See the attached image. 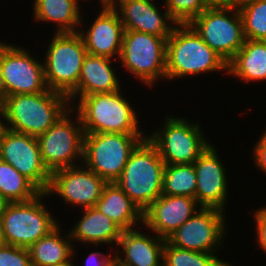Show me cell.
Masks as SVG:
<instances>
[{
	"mask_svg": "<svg viewBox=\"0 0 266 266\" xmlns=\"http://www.w3.org/2000/svg\"><path fill=\"white\" fill-rule=\"evenodd\" d=\"M49 43L43 57L47 87L68 97L78 86L87 50L78 32H54Z\"/></svg>",
	"mask_w": 266,
	"mask_h": 266,
	"instance_id": "obj_6",
	"label": "cell"
},
{
	"mask_svg": "<svg viewBox=\"0 0 266 266\" xmlns=\"http://www.w3.org/2000/svg\"><path fill=\"white\" fill-rule=\"evenodd\" d=\"M71 108L66 95L47 90L36 94L6 97L2 126L38 137Z\"/></svg>",
	"mask_w": 266,
	"mask_h": 266,
	"instance_id": "obj_2",
	"label": "cell"
},
{
	"mask_svg": "<svg viewBox=\"0 0 266 266\" xmlns=\"http://www.w3.org/2000/svg\"><path fill=\"white\" fill-rule=\"evenodd\" d=\"M112 8L125 30L168 38L177 25L169 11L165 8L160 12L153 0H119Z\"/></svg>",
	"mask_w": 266,
	"mask_h": 266,
	"instance_id": "obj_18",
	"label": "cell"
},
{
	"mask_svg": "<svg viewBox=\"0 0 266 266\" xmlns=\"http://www.w3.org/2000/svg\"><path fill=\"white\" fill-rule=\"evenodd\" d=\"M0 159L14 167L40 192L48 190L51 173L45 167L37 137L0 129Z\"/></svg>",
	"mask_w": 266,
	"mask_h": 266,
	"instance_id": "obj_14",
	"label": "cell"
},
{
	"mask_svg": "<svg viewBox=\"0 0 266 266\" xmlns=\"http://www.w3.org/2000/svg\"><path fill=\"white\" fill-rule=\"evenodd\" d=\"M1 127H2V120H1V117H0V129H1Z\"/></svg>",
	"mask_w": 266,
	"mask_h": 266,
	"instance_id": "obj_44",
	"label": "cell"
},
{
	"mask_svg": "<svg viewBox=\"0 0 266 266\" xmlns=\"http://www.w3.org/2000/svg\"><path fill=\"white\" fill-rule=\"evenodd\" d=\"M225 72L227 62L205 43L190 24H177L166 43V80Z\"/></svg>",
	"mask_w": 266,
	"mask_h": 266,
	"instance_id": "obj_3",
	"label": "cell"
},
{
	"mask_svg": "<svg viewBox=\"0 0 266 266\" xmlns=\"http://www.w3.org/2000/svg\"><path fill=\"white\" fill-rule=\"evenodd\" d=\"M124 32L119 15L112 7H101L89 29L81 28L78 31L87 54L115 60L121 54Z\"/></svg>",
	"mask_w": 266,
	"mask_h": 266,
	"instance_id": "obj_19",
	"label": "cell"
},
{
	"mask_svg": "<svg viewBox=\"0 0 266 266\" xmlns=\"http://www.w3.org/2000/svg\"><path fill=\"white\" fill-rule=\"evenodd\" d=\"M200 208L193 197L161 194L143 212V226L153 231L152 234L167 239Z\"/></svg>",
	"mask_w": 266,
	"mask_h": 266,
	"instance_id": "obj_17",
	"label": "cell"
},
{
	"mask_svg": "<svg viewBox=\"0 0 266 266\" xmlns=\"http://www.w3.org/2000/svg\"><path fill=\"white\" fill-rule=\"evenodd\" d=\"M225 213L216 208L201 207L166 240L181 249L216 253L223 249L226 236Z\"/></svg>",
	"mask_w": 266,
	"mask_h": 266,
	"instance_id": "obj_13",
	"label": "cell"
},
{
	"mask_svg": "<svg viewBox=\"0 0 266 266\" xmlns=\"http://www.w3.org/2000/svg\"><path fill=\"white\" fill-rule=\"evenodd\" d=\"M210 6L230 5V0H206Z\"/></svg>",
	"mask_w": 266,
	"mask_h": 266,
	"instance_id": "obj_38",
	"label": "cell"
},
{
	"mask_svg": "<svg viewBox=\"0 0 266 266\" xmlns=\"http://www.w3.org/2000/svg\"><path fill=\"white\" fill-rule=\"evenodd\" d=\"M245 83L266 80V41L245 39L244 45L227 63V75Z\"/></svg>",
	"mask_w": 266,
	"mask_h": 266,
	"instance_id": "obj_25",
	"label": "cell"
},
{
	"mask_svg": "<svg viewBox=\"0 0 266 266\" xmlns=\"http://www.w3.org/2000/svg\"><path fill=\"white\" fill-rule=\"evenodd\" d=\"M167 39L125 30L119 61L137 80L153 87L162 78L166 81Z\"/></svg>",
	"mask_w": 266,
	"mask_h": 266,
	"instance_id": "obj_10",
	"label": "cell"
},
{
	"mask_svg": "<svg viewBox=\"0 0 266 266\" xmlns=\"http://www.w3.org/2000/svg\"><path fill=\"white\" fill-rule=\"evenodd\" d=\"M232 263H229L228 261H223V259H221L216 266H232Z\"/></svg>",
	"mask_w": 266,
	"mask_h": 266,
	"instance_id": "obj_42",
	"label": "cell"
},
{
	"mask_svg": "<svg viewBox=\"0 0 266 266\" xmlns=\"http://www.w3.org/2000/svg\"><path fill=\"white\" fill-rule=\"evenodd\" d=\"M60 226L28 248L32 266H59L74 259L76 244L73 245L69 232L62 236Z\"/></svg>",
	"mask_w": 266,
	"mask_h": 266,
	"instance_id": "obj_26",
	"label": "cell"
},
{
	"mask_svg": "<svg viewBox=\"0 0 266 266\" xmlns=\"http://www.w3.org/2000/svg\"><path fill=\"white\" fill-rule=\"evenodd\" d=\"M140 229L142 231L140 227L123 230L116 245L118 251L116 249L114 254L115 266H162L163 247L166 239L155 233L150 236V233L148 235L143 233L144 231H139Z\"/></svg>",
	"mask_w": 266,
	"mask_h": 266,
	"instance_id": "obj_20",
	"label": "cell"
},
{
	"mask_svg": "<svg viewBox=\"0 0 266 266\" xmlns=\"http://www.w3.org/2000/svg\"><path fill=\"white\" fill-rule=\"evenodd\" d=\"M146 134L85 133L82 164L106 182H115Z\"/></svg>",
	"mask_w": 266,
	"mask_h": 266,
	"instance_id": "obj_8",
	"label": "cell"
},
{
	"mask_svg": "<svg viewBox=\"0 0 266 266\" xmlns=\"http://www.w3.org/2000/svg\"><path fill=\"white\" fill-rule=\"evenodd\" d=\"M122 94V91L118 90L69 99L85 133L146 134L145 130L140 129L137 111L135 112L129 100ZM75 101H79L78 105H75Z\"/></svg>",
	"mask_w": 266,
	"mask_h": 266,
	"instance_id": "obj_1",
	"label": "cell"
},
{
	"mask_svg": "<svg viewBox=\"0 0 266 266\" xmlns=\"http://www.w3.org/2000/svg\"><path fill=\"white\" fill-rule=\"evenodd\" d=\"M95 207L116 222L123 230H131L143 224V212L117 185L107 182Z\"/></svg>",
	"mask_w": 266,
	"mask_h": 266,
	"instance_id": "obj_23",
	"label": "cell"
},
{
	"mask_svg": "<svg viewBox=\"0 0 266 266\" xmlns=\"http://www.w3.org/2000/svg\"><path fill=\"white\" fill-rule=\"evenodd\" d=\"M190 25L227 63L244 45L242 16L231 5L209 6Z\"/></svg>",
	"mask_w": 266,
	"mask_h": 266,
	"instance_id": "obj_11",
	"label": "cell"
},
{
	"mask_svg": "<svg viewBox=\"0 0 266 266\" xmlns=\"http://www.w3.org/2000/svg\"><path fill=\"white\" fill-rule=\"evenodd\" d=\"M5 241H4V237H3V232H2V226H1V222H0V247L5 245Z\"/></svg>",
	"mask_w": 266,
	"mask_h": 266,
	"instance_id": "obj_41",
	"label": "cell"
},
{
	"mask_svg": "<svg viewBox=\"0 0 266 266\" xmlns=\"http://www.w3.org/2000/svg\"><path fill=\"white\" fill-rule=\"evenodd\" d=\"M263 134L259 137L257 143L253 146L252 154L255 167L266 174V127Z\"/></svg>",
	"mask_w": 266,
	"mask_h": 266,
	"instance_id": "obj_34",
	"label": "cell"
},
{
	"mask_svg": "<svg viewBox=\"0 0 266 266\" xmlns=\"http://www.w3.org/2000/svg\"><path fill=\"white\" fill-rule=\"evenodd\" d=\"M196 172L194 164H166L162 194L195 198Z\"/></svg>",
	"mask_w": 266,
	"mask_h": 266,
	"instance_id": "obj_28",
	"label": "cell"
},
{
	"mask_svg": "<svg viewBox=\"0 0 266 266\" xmlns=\"http://www.w3.org/2000/svg\"><path fill=\"white\" fill-rule=\"evenodd\" d=\"M59 266H76V265H74V262L72 260L71 262H68V263H65V264H62V265H59Z\"/></svg>",
	"mask_w": 266,
	"mask_h": 266,
	"instance_id": "obj_43",
	"label": "cell"
},
{
	"mask_svg": "<svg viewBox=\"0 0 266 266\" xmlns=\"http://www.w3.org/2000/svg\"><path fill=\"white\" fill-rule=\"evenodd\" d=\"M83 213L69 232L71 240L78 244H91L98 247L109 244L110 248L118 244L123 229L95 206L82 209ZM100 244V245H99Z\"/></svg>",
	"mask_w": 266,
	"mask_h": 266,
	"instance_id": "obj_21",
	"label": "cell"
},
{
	"mask_svg": "<svg viewBox=\"0 0 266 266\" xmlns=\"http://www.w3.org/2000/svg\"><path fill=\"white\" fill-rule=\"evenodd\" d=\"M5 101H6V96H5V93L3 91V88L0 82V117H2L3 112H4Z\"/></svg>",
	"mask_w": 266,
	"mask_h": 266,
	"instance_id": "obj_37",
	"label": "cell"
},
{
	"mask_svg": "<svg viewBox=\"0 0 266 266\" xmlns=\"http://www.w3.org/2000/svg\"><path fill=\"white\" fill-rule=\"evenodd\" d=\"M163 4L177 24H190L210 6L206 0H164Z\"/></svg>",
	"mask_w": 266,
	"mask_h": 266,
	"instance_id": "obj_31",
	"label": "cell"
},
{
	"mask_svg": "<svg viewBox=\"0 0 266 266\" xmlns=\"http://www.w3.org/2000/svg\"><path fill=\"white\" fill-rule=\"evenodd\" d=\"M47 197L46 192H41L30 201L7 204L0 219L7 245L28 249L60 224L45 207L43 200Z\"/></svg>",
	"mask_w": 266,
	"mask_h": 266,
	"instance_id": "obj_5",
	"label": "cell"
},
{
	"mask_svg": "<svg viewBox=\"0 0 266 266\" xmlns=\"http://www.w3.org/2000/svg\"><path fill=\"white\" fill-rule=\"evenodd\" d=\"M220 260L215 253L181 249L167 240L163 247L162 266H216Z\"/></svg>",
	"mask_w": 266,
	"mask_h": 266,
	"instance_id": "obj_29",
	"label": "cell"
},
{
	"mask_svg": "<svg viewBox=\"0 0 266 266\" xmlns=\"http://www.w3.org/2000/svg\"><path fill=\"white\" fill-rule=\"evenodd\" d=\"M111 255L93 251L86 257L84 266H115V258Z\"/></svg>",
	"mask_w": 266,
	"mask_h": 266,
	"instance_id": "obj_35",
	"label": "cell"
},
{
	"mask_svg": "<svg viewBox=\"0 0 266 266\" xmlns=\"http://www.w3.org/2000/svg\"><path fill=\"white\" fill-rule=\"evenodd\" d=\"M164 124L147 134L165 164H193L210 145L200 123L167 115ZM202 129V130H201Z\"/></svg>",
	"mask_w": 266,
	"mask_h": 266,
	"instance_id": "obj_7",
	"label": "cell"
},
{
	"mask_svg": "<svg viewBox=\"0 0 266 266\" xmlns=\"http://www.w3.org/2000/svg\"><path fill=\"white\" fill-rule=\"evenodd\" d=\"M165 166L157 148L146 137L132 151L115 182L144 212L162 194Z\"/></svg>",
	"mask_w": 266,
	"mask_h": 266,
	"instance_id": "obj_4",
	"label": "cell"
},
{
	"mask_svg": "<svg viewBox=\"0 0 266 266\" xmlns=\"http://www.w3.org/2000/svg\"><path fill=\"white\" fill-rule=\"evenodd\" d=\"M84 135L78 114L74 115V109L70 108L37 137L42 161L50 173L82 164Z\"/></svg>",
	"mask_w": 266,
	"mask_h": 266,
	"instance_id": "obj_9",
	"label": "cell"
},
{
	"mask_svg": "<svg viewBox=\"0 0 266 266\" xmlns=\"http://www.w3.org/2000/svg\"><path fill=\"white\" fill-rule=\"evenodd\" d=\"M8 203L9 202L0 195V219Z\"/></svg>",
	"mask_w": 266,
	"mask_h": 266,
	"instance_id": "obj_40",
	"label": "cell"
},
{
	"mask_svg": "<svg viewBox=\"0 0 266 266\" xmlns=\"http://www.w3.org/2000/svg\"><path fill=\"white\" fill-rule=\"evenodd\" d=\"M118 1L119 0H99V4L101 5L100 7H113Z\"/></svg>",
	"mask_w": 266,
	"mask_h": 266,
	"instance_id": "obj_39",
	"label": "cell"
},
{
	"mask_svg": "<svg viewBox=\"0 0 266 266\" xmlns=\"http://www.w3.org/2000/svg\"><path fill=\"white\" fill-rule=\"evenodd\" d=\"M211 144L193 163L196 172L195 199L201 207L216 208L225 212L228 200V180L218 150Z\"/></svg>",
	"mask_w": 266,
	"mask_h": 266,
	"instance_id": "obj_16",
	"label": "cell"
},
{
	"mask_svg": "<svg viewBox=\"0 0 266 266\" xmlns=\"http://www.w3.org/2000/svg\"><path fill=\"white\" fill-rule=\"evenodd\" d=\"M106 183L95 172L80 164L52 172L46 193L48 198L57 194L56 197L60 196L70 206L84 209L95 206Z\"/></svg>",
	"mask_w": 266,
	"mask_h": 266,
	"instance_id": "obj_15",
	"label": "cell"
},
{
	"mask_svg": "<svg viewBox=\"0 0 266 266\" xmlns=\"http://www.w3.org/2000/svg\"><path fill=\"white\" fill-rule=\"evenodd\" d=\"M239 11L245 39L266 41V0L248 3Z\"/></svg>",
	"mask_w": 266,
	"mask_h": 266,
	"instance_id": "obj_30",
	"label": "cell"
},
{
	"mask_svg": "<svg viewBox=\"0 0 266 266\" xmlns=\"http://www.w3.org/2000/svg\"><path fill=\"white\" fill-rule=\"evenodd\" d=\"M254 1H259V0H230V5L232 7L240 9L244 5L251 3V2H254Z\"/></svg>",
	"mask_w": 266,
	"mask_h": 266,
	"instance_id": "obj_36",
	"label": "cell"
},
{
	"mask_svg": "<svg viewBox=\"0 0 266 266\" xmlns=\"http://www.w3.org/2000/svg\"><path fill=\"white\" fill-rule=\"evenodd\" d=\"M40 193L27 178L0 159V195L9 203L30 201Z\"/></svg>",
	"mask_w": 266,
	"mask_h": 266,
	"instance_id": "obj_27",
	"label": "cell"
},
{
	"mask_svg": "<svg viewBox=\"0 0 266 266\" xmlns=\"http://www.w3.org/2000/svg\"><path fill=\"white\" fill-rule=\"evenodd\" d=\"M0 82L5 96L48 90L44 63L27 49L0 41Z\"/></svg>",
	"mask_w": 266,
	"mask_h": 266,
	"instance_id": "obj_12",
	"label": "cell"
},
{
	"mask_svg": "<svg viewBox=\"0 0 266 266\" xmlns=\"http://www.w3.org/2000/svg\"><path fill=\"white\" fill-rule=\"evenodd\" d=\"M79 1L81 0H34L33 18L37 22H54L57 25L55 33L78 32L84 21Z\"/></svg>",
	"mask_w": 266,
	"mask_h": 266,
	"instance_id": "obj_24",
	"label": "cell"
},
{
	"mask_svg": "<svg viewBox=\"0 0 266 266\" xmlns=\"http://www.w3.org/2000/svg\"><path fill=\"white\" fill-rule=\"evenodd\" d=\"M113 59L87 54L83 60L77 88L68 99L82 98L95 93H112L121 90Z\"/></svg>",
	"mask_w": 266,
	"mask_h": 266,
	"instance_id": "obj_22",
	"label": "cell"
},
{
	"mask_svg": "<svg viewBox=\"0 0 266 266\" xmlns=\"http://www.w3.org/2000/svg\"><path fill=\"white\" fill-rule=\"evenodd\" d=\"M0 266H32L29 250L7 244L1 246Z\"/></svg>",
	"mask_w": 266,
	"mask_h": 266,
	"instance_id": "obj_32",
	"label": "cell"
},
{
	"mask_svg": "<svg viewBox=\"0 0 266 266\" xmlns=\"http://www.w3.org/2000/svg\"><path fill=\"white\" fill-rule=\"evenodd\" d=\"M253 215L255 219L254 223H256V242L266 254V206H262V208L259 207V209L255 210Z\"/></svg>",
	"mask_w": 266,
	"mask_h": 266,
	"instance_id": "obj_33",
	"label": "cell"
}]
</instances>
